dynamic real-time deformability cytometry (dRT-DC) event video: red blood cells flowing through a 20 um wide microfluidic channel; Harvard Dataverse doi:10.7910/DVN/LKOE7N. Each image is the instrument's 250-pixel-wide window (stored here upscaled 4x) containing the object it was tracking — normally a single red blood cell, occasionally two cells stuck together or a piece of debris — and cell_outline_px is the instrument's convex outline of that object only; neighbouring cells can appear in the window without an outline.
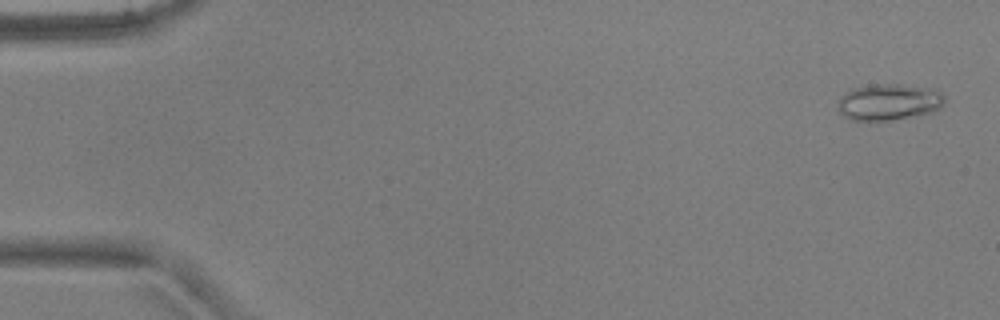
{"species": "common noctule bat (a hibernating species)", "species_latin": "Nyctalus noctula", "temperature_condition": "warm", "stored_images_in_passage": 52, "camera_frame_rate_fps": 3000, "um_per_image_px": 0.085, "animal": {"sex": "male", "body_mass_g": 17.9, "forearm_length_mm": 54.2}, "frame": {"image": 1, "passage_image": 2, "time_ms": 0.333, "image_size_px": [1000, 320], "cell_outline_px": [[944, 104], [940, 108], [932, 112], [916, 116], [892, 120], [852, 120], [844, 116], [840, 112], [840, 96], [852, 88], [876, 84], [900, 84], [936, 88], [944, 96]], "centroid_in_image_um": [75.61, 8.66], "position_along_channel_um": 9.4, "area_um2": 22.72}}
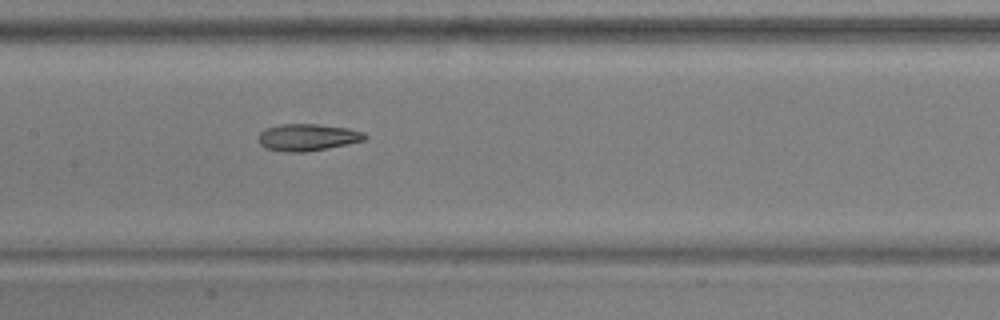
{"frame": {"image": 2, "passage_image": 26, "time_ms": 8.333, "image_size_px": [1000, 320], "cell_outline_px": [[368, 136], [364, 140], [348, 144], [328, 148], [304, 152], [288, 152], [264, 148], [260, 144], [260, 132], [264, 128], [280, 124], [316, 124], [348, 128], [364, 132]], "centroid_in_image_um": [26.15, 11.67], "position_along_channel_um": 181.3, "area_um2": 16.7}}
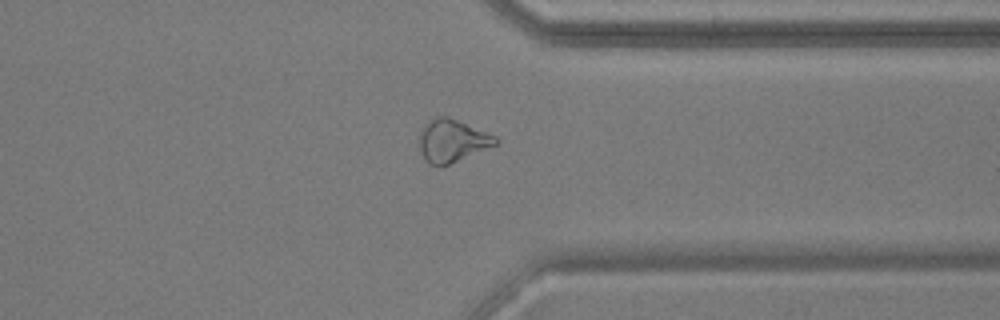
{"frame": {"image": 3, "passage_image": 41, "time_ms": 13.333, "image_size_px": [1000, 320], "cell_outline_px": [[500, 140], [496, 144], [448, 164], [428, 164], [424, 160], [420, 148], [420, 132], [424, 124], [428, 120], [436, 116], [448, 116], [496, 136]], "centroid_in_image_um": [38.41, 11.93], "position_along_channel_um": 373.0, "area_um2": 18.55}, "authors_computed_cell_mechanics": {"area_um2": 18.5249, "velocity_mm_per_s": 3.8823, "shape_relaxation_time_tau1_ms": 11.3145, "shape_relaxation_time_tau2_ms": 4.81, "deformation_change_tau1": 0.2946, "deformation_change_tau2": 0.0981}}